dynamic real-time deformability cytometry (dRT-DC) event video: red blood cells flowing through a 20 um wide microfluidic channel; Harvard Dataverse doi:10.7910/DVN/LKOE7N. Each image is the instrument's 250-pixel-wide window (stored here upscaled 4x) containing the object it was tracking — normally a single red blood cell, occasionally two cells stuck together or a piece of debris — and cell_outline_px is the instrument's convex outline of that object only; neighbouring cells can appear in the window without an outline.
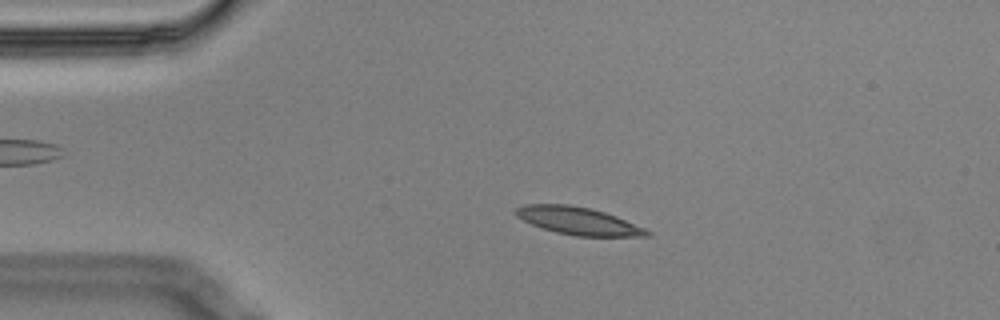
{"species": "Egyptian fruit bat (a non-hibernating species)", "species_latin": "Rousettus aegyptiacus", "temperature_condition": "cold", "stored_images_in_passage": 3, "camera_frame_rate_fps": 3000, "um_per_image_px": 0.085, "animal": {"sex": "male"}, "frame": {"image": 1, "passage_image": 2, "time_ms": 0.333, "image_size_px": [1000, 320], "cell_outline_px": [[652, 236], [576, 236], [556, 232], [540, 228], [516, 216], [512, 212], [516, 208], [524, 204], [568, 204], [592, 208], [616, 216], [644, 228], [652, 232]], "centroid_in_image_um": [49.12, 18.77], "position_along_channel_um": 35.9, "area_um2": 21.15}}